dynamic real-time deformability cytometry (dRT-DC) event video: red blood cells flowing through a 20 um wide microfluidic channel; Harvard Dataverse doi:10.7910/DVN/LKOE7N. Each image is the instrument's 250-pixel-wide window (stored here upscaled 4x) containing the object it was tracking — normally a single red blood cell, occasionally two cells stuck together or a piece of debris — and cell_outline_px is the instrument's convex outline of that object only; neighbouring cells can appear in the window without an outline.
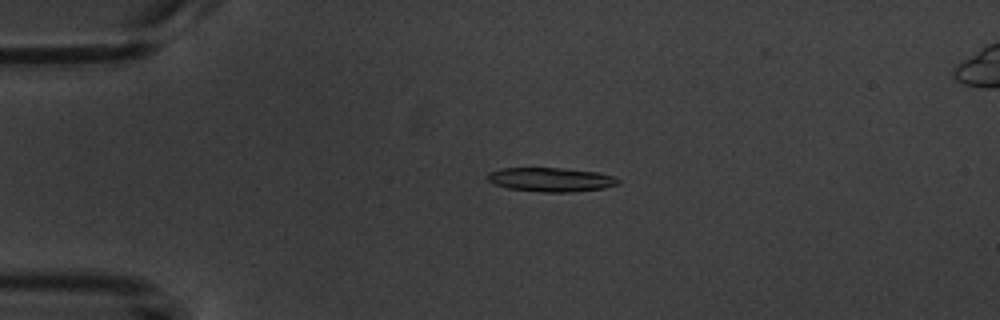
{"species": "common noctule bat (a hibernating species)", "species_latin": "Nyctalus noctula", "temperature_condition": "warm", "stored_images_in_passage": 5, "camera_frame_rate_fps": 3000, "um_per_image_px": 0.085, "animal": {"sex": "male", "body_mass_g": 20.1, "forearm_length_mm": 53.5}, "frame": {"image": 1, "passage_image": 3, "time_ms": 3.333, "image_size_px": [1000, 320], "cell_outline_px": [[620, 184], [604, 188], [572, 192], [540, 192], [508, 188], [496, 184], [488, 180], [484, 176], [488, 172], [500, 168], [564, 168], [596, 172], [616, 176], [620, 180]], "centroid_in_image_um": [46.84, 15.26], "position_along_channel_um": 38.2, "area_um2": 18.5}}